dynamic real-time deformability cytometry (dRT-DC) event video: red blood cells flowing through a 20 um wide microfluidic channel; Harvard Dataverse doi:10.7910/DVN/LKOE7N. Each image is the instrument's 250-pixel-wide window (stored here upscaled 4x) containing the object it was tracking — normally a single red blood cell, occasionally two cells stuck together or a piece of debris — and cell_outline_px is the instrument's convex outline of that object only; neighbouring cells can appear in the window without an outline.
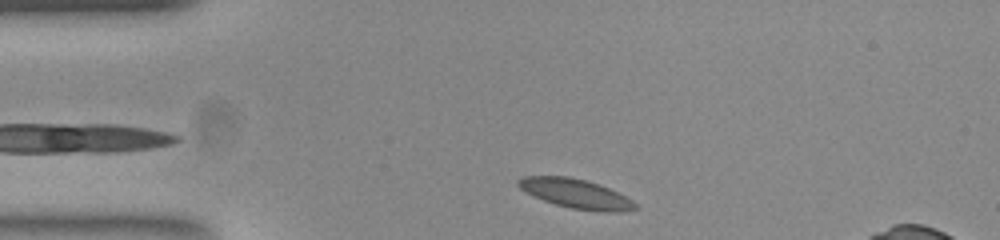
{"species": "common noctule bat (a hibernating species)", "species_latin": "Nyctalus noctula", "temperature_condition": "room temperature", "stored_images_in_passage": 37, "camera_frame_rate_fps": 3000, "um_per_image_px": 0.085, "animal": {"sex": "female", "body_mass_g": 23.0, "forearm_length_mm": 53.4}, "frame": {"image": 1, "passage_image": 1, "time_ms": 0.0, "image_size_px": [1000, 240], "cell_outline_px": [[640, 208], [624, 212], [600, 212], [572, 208], [556, 204], [532, 196], [524, 192], [516, 184], [516, 180], [524, 176], [568, 176], [584, 180], [608, 188], [632, 200]], "centroid_in_image_um": [48.92, 16.47], "position_along_channel_um": 36.1, "area_um2": 19.94}}
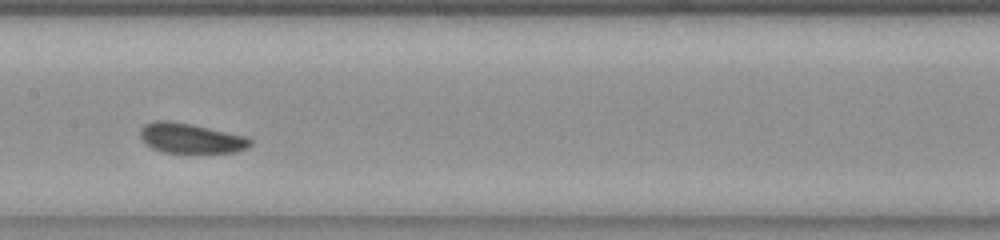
{"frame": {"image": 2, "passage_image": 16, "time_ms": 5.0, "image_size_px": [1000, 240], "cell_outline_px": [[252, 144], [236, 152], [164, 152], [152, 148], [140, 136], [140, 128], [144, 124], [156, 120], [168, 120], [188, 124], [244, 136], [252, 140]], "centroid_in_image_um": [16.17, 11.74], "position_along_channel_um": 191.2, "area_um2": 18.67}}
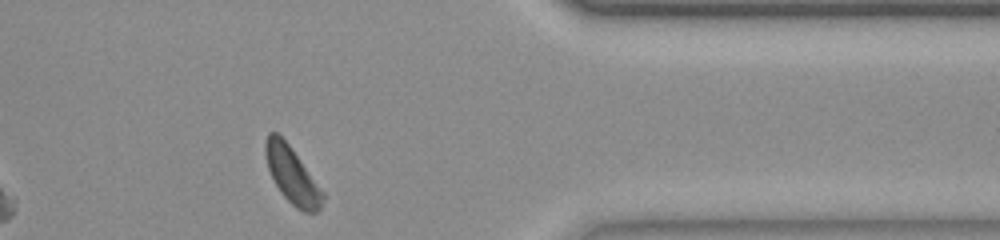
{"frame": {"image": 3, "passage_image": 33, "time_ms": 10.667, "image_size_px": [1000, 240], "cell_outline_px": [[324, 196], [320, 208], [316, 212], [304, 212], [296, 208], [280, 192], [268, 168], [264, 152], [264, 144], [268, 132], [276, 132], [288, 144], [324, 192]], "centroid_in_image_um": [24.81, 14.89], "position_along_channel_um": 386.6, "area_um2": 18.5}, "authors_computed_cell_mechanics": {"area_um2": 19.1318, "velocity_mm_per_s": 3.794, "shape_relaxation_time_tau1_ms": null, "shape_relaxation_time_tau2_ms": 4.3231, "deformation_change_tau1": null, "deformation_change_tau2": 0.0946}}